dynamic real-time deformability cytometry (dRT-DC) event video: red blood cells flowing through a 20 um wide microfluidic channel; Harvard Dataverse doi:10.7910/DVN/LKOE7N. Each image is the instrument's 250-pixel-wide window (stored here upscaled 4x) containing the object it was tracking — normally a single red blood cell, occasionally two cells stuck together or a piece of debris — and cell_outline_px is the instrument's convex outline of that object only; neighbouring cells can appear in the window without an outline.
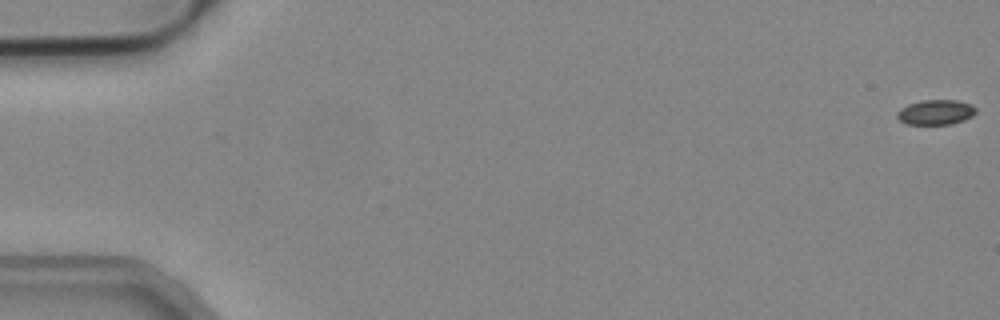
{"species": "common noctule bat (a hibernating species)", "species_latin": "Nyctalus noctula", "temperature_condition": "cold", "stored_images_in_passage": 49, "camera_frame_rate_fps": 3000, "um_per_image_px": 0.085, "animal": {"sex": "male", "body_mass_g": 19.2, "forearm_length_mm": 51.8}, "frame": {"image": 1, "passage_image": 1, "time_ms": 0.0, "image_size_px": [1000, 320], "cell_outline_px": [[976, 112], [972, 116], [964, 120], [952, 124], [904, 124], [896, 116], [896, 112], [900, 108], [908, 104], [924, 100], [956, 100], [972, 104], [976, 108]], "centroid_in_image_um": [79.53, 9.54], "position_along_channel_um": 5.5, "area_um2": 11.56}}
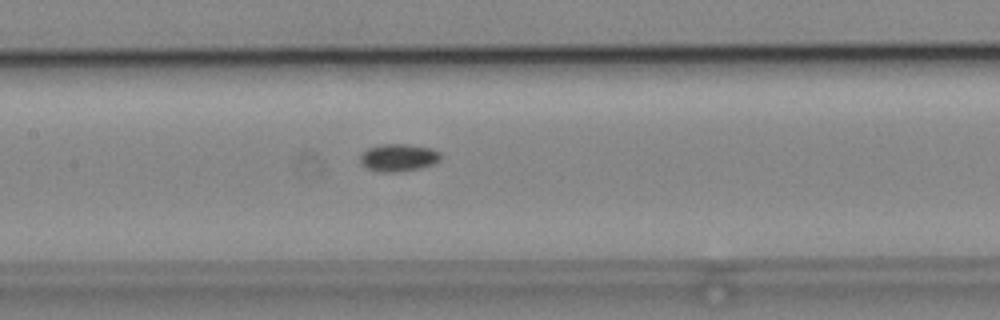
{"frame": {"image": 2, "passage_image": 26, "time_ms": 8.333, "image_size_px": [1000, 320], "cell_outline_px": [[440, 160], [432, 164], [420, 168], [396, 172], [376, 172], [360, 164], [360, 156], [368, 148], [384, 144], [404, 144], [432, 148], [440, 152]], "centroid_in_image_um": [33.86, 13.4], "position_along_channel_um": 173.5, "area_um2": 12.83}}
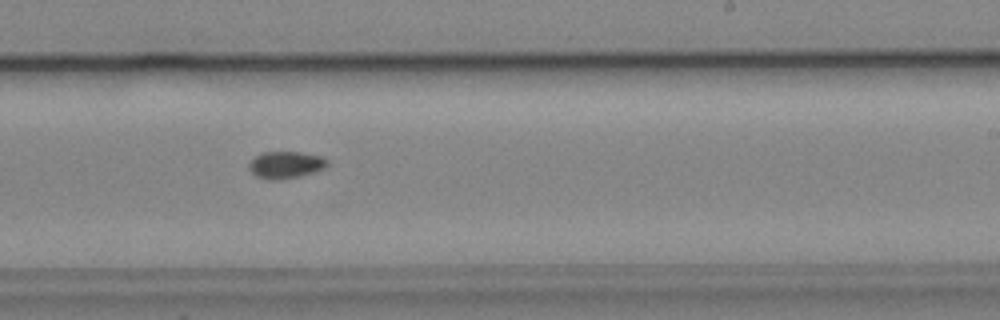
{"frame": {"image": 3, "passage_image": 33, "time_ms": 10.667, "image_size_px": [1000, 320], "cell_outline_px": [[328, 164], [324, 168], [316, 172], [300, 176], [276, 180], [268, 180], [256, 176], [248, 168], [248, 164], [256, 156], [264, 152], [300, 152], [320, 156], [328, 160]], "centroid_in_image_um": [24.29, 14.02], "position_along_channel_um": 264.7, "area_um2": 12.31}}